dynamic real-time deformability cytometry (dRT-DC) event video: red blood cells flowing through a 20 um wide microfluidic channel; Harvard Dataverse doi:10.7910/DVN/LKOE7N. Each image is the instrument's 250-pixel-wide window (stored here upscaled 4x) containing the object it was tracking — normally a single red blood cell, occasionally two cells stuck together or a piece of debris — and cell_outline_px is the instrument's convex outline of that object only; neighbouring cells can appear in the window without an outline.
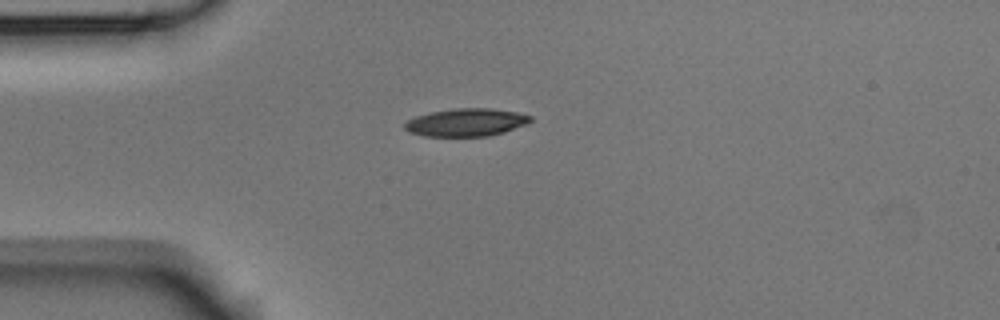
{"species": "Egyptian fruit bat (a non-hibernating species)", "species_latin": "Rousettus aegyptiacus", "temperature_condition": "room temperature", "stored_images_in_passage": 4, "camera_frame_rate_fps": 3000, "um_per_image_px": 0.085, "animal": {"sex": "male"}, "frame": {"image": 1, "passage_image": 1, "time_ms": 0.0, "image_size_px": [1000, 320], "cell_outline_px": [[532, 120], [524, 124], [504, 132], [488, 136], [424, 136], [408, 132], [404, 128], [404, 124], [408, 120], [416, 116], [432, 112], [456, 108], [488, 108], [516, 112], [532, 116]], "centroid_in_image_um": [39.59, 10.4], "position_along_channel_um": 45.4, "area_um2": 20.17}}
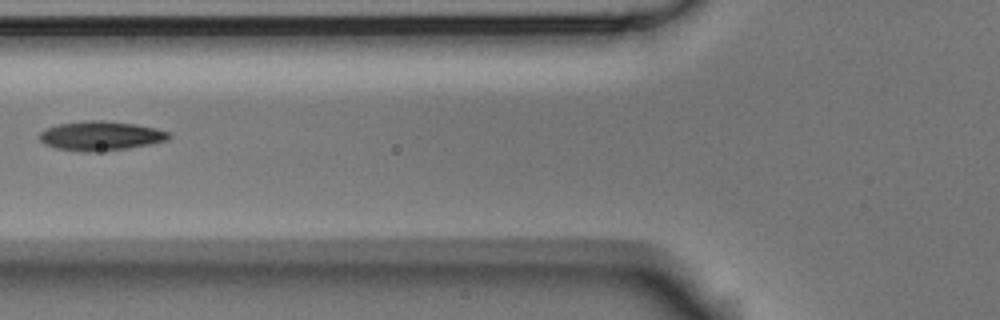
{"frame": {"image": 2, "passage_image": 3, "time_ms": 0.667, "image_size_px": [1000, 320], "cell_outline_px": [[172, 136], [164, 140], [148, 144], [128, 148], [92, 152], [80, 152], [56, 148], [44, 144], [40, 140], [40, 132], [44, 128], [60, 124], [84, 120], [100, 120], [136, 124], [156, 128], [168, 132]], "centroid_in_image_um": [8.51, 11.54], "position_along_channel_um": 117.3, "area_um2": 22.02}}
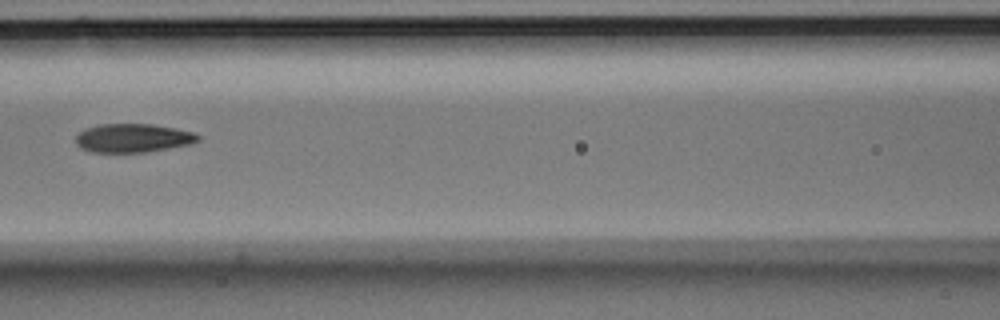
{"frame": {"image": 3, "passage_image": 4, "time_ms": 1.0, "image_size_px": [1000, 320], "cell_outline_px": [[200, 140], [192, 144], [144, 152], [92, 152], [80, 148], [76, 144], [76, 136], [84, 128], [100, 124], [152, 124], [176, 128], [196, 132], [200, 136]], "centroid_in_image_um": [11.32, 11.73], "position_along_channel_um": 155.3, "area_um2": 20.58}}